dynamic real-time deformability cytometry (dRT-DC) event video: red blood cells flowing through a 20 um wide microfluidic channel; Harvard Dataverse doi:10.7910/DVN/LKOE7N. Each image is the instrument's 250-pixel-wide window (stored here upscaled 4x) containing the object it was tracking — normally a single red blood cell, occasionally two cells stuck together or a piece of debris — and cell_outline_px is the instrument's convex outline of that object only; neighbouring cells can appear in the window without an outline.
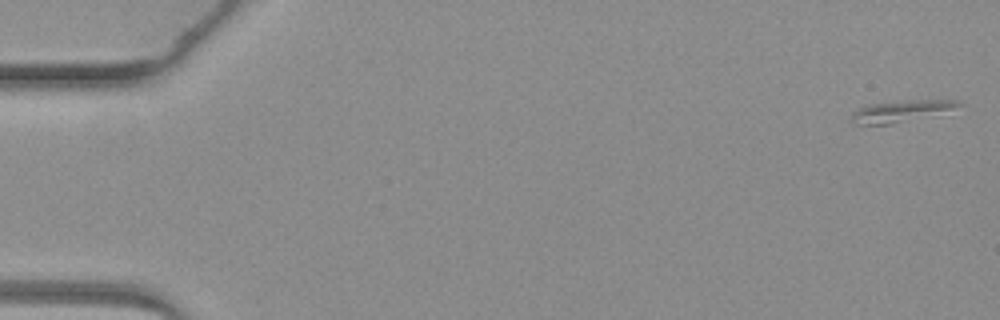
{"species": "common noctule bat (a hibernating species)", "species_latin": "Nyctalus noctula", "temperature_condition": "warm", "stored_images_in_passage": 6, "camera_frame_rate_fps": 3000, "um_per_image_px": 0.085, "animal": {"sex": "female", "body_mass_g": 19.3, "forearm_length_mm": 54.1}, "frame": {"image": 1, "passage_image": 1, "time_ms": 0.0, "image_size_px": [1000, 320], "cell_outline_px": [[964, 104], [892, 124], [852, 124], [848, 120], [852, 112], [868, 104], [904, 100], [960, 100]], "centroid_in_image_um": [76.39, 9.43], "position_along_channel_um": 8.6, "area_um2": 12.89}}
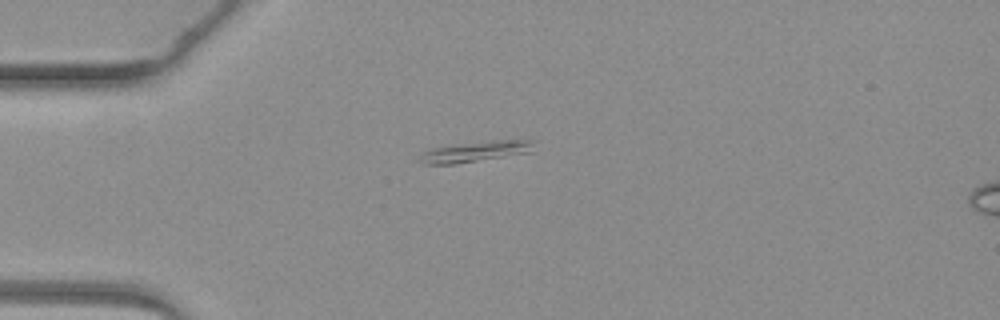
{"frame": {"image": 2, "passage_image": 4, "time_ms": 4.0, "image_size_px": [1000, 320], "cell_outline_px": [[536, 140], [532, 152], [456, 164], [424, 164], [416, 160], [420, 152], [432, 148], [452, 144], [492, 140]], "centroid_in_image_um": [40.35, 12.88], "position_along_channel_um": 44.6, "area_um2": 14.1}}
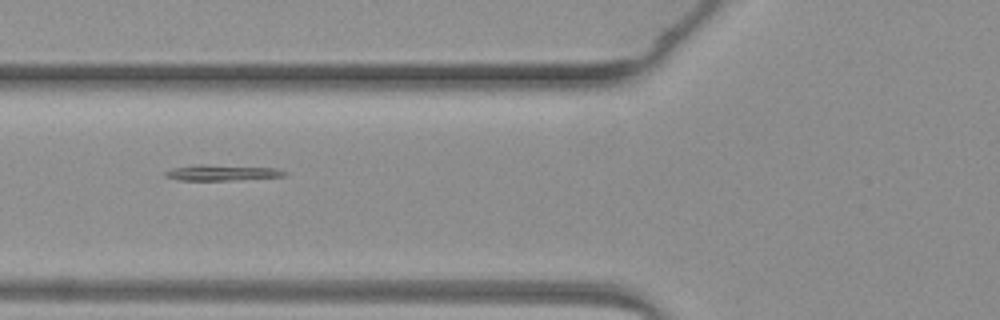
{"frame": {"image": 3, "passage_image": 6, "time_ms": 6.0, "image_size_px": [1000, 320], "cell_outline_px": [[288, 172], [284, 176], [236, 180], [180, 180], [164, 176], [164, 172], [172, 168], [196, 164], [204, 164], [276, 168]], "centroid_in_image_um": [18.85, 14.67], "position_along_channel_um": 107.0, "area_um2": 10.98}}